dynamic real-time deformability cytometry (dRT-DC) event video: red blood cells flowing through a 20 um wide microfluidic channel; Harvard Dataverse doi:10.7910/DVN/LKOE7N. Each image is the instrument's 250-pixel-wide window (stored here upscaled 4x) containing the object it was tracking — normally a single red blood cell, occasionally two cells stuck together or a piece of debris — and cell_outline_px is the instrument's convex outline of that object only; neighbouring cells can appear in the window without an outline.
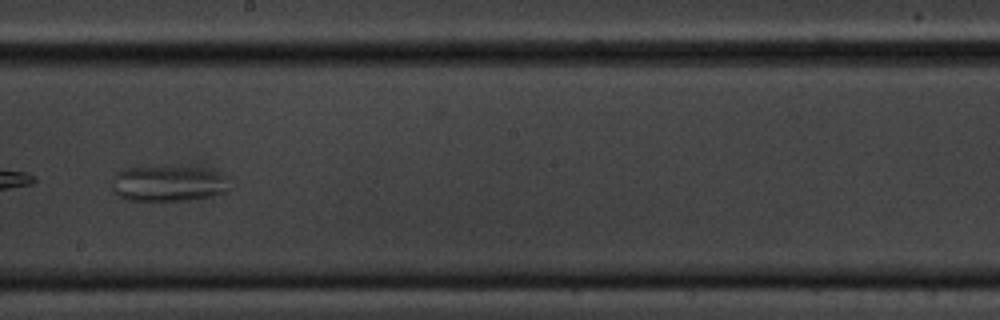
{"species": "common noctule bat (a hibernating species)", "species_latin": "Nyctalus noctula", "temperature_condition": "cold", "stored_images_in_passage": 58, "camera_frame_rate_fps": 3000, "um_per_image_px": 0.085, "animal": {"sex": "male", "body_mass_g": 20.1, "forearm_length_mm": 53.5}, "frame": {"image": 1, "passage_image": 33, "time_ms": 10.667, "image_size_px": [1000, 320], "cell_outline_px": [[236, 180], [232, 188], [228, 192], [212, 196], [184, 200], [128, 200], [120, 196], [112, 188], [116, 172], [124, 168], [200, 168], [220, 172], [232, 176]], "centroid_in_image_um": [14.5, 15.61], "position_along_channel_um": 233.7, "area_um2": 24.68}}
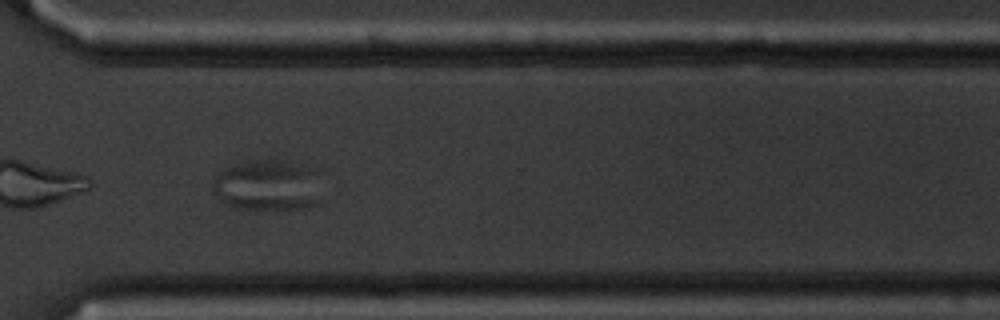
{"frame": {"image": 2, "passage_image": 43, "time_ms": 14.0, "image_size_px": [1000, 320], "cell_outline_px": [[320, 172], [316, 204], [300, 208], [240, 208], [228, 204], [220, 200], [216, 196], [212, 188], [212, 176], [224, 168], [252, 164], [280, 164], [312, 168]], "centroid_in_image_um": [22.7, 15.82], "position_along_channel_um": 347.9, "area_um2": 30.35}}
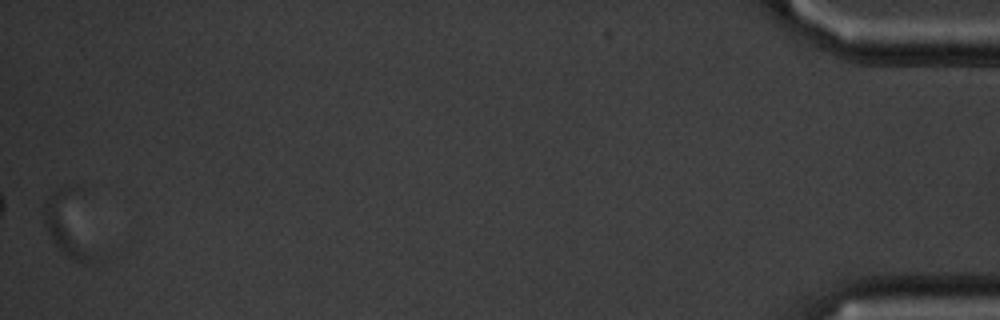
{"frame": {"image": 3, "passage_image": 58, "time_ms": 19.0, "image_size_px": [1000, 320], "cell_outline_px": [[96, 260], [92, 264], [84, 264], [68, 256], [52, 240], [48, 232], [44, 220], [44, 204], [48, 196], [52, 192], [64, 184], [84, 184]], "centroid_in_image_um": [5.99, 18.9], "position_along_channel_um": 429.2, "area_um2": 21.39}}